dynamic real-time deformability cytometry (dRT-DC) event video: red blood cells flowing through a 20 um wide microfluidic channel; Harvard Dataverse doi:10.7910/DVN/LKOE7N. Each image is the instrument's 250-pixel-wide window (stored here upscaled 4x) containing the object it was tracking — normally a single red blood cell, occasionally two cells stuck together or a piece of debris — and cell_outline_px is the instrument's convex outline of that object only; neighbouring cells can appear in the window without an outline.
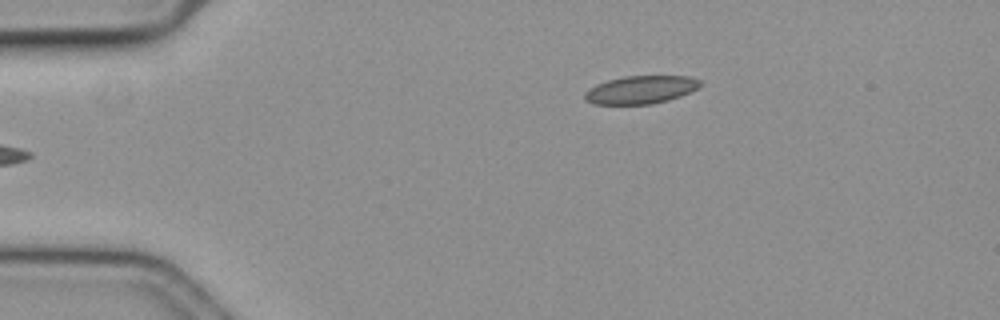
{"species": "common noctule bat (a hibernating species)", "species_latin": "Nyctalus noctula", "temperature_condition": "cold", "stored_images_in_passage": 8, "camera_frame_rate_fps": 3000, "um_per_image_px": 0.085, "animal": {"sex": "female", "body_mass_g": 19.3, "forearm_length_mm": 54.1}, "frame": {"image": 1, "passage_image": 1, "time_ms": 0.0, "image_size_px": [1000, 320], "cell_outline_px": [[704, 84], [680, 96], [668, 100], [652, 104], [592, 104], [584, 100], [584, 92], [588, 88], [596, 84], [608, 80], [624, 76], [692, 76], [700, 80]], "centroid_in_image_um": [54.44, 7.62], "position_along_channel_um": 30.6, "area_um2": 18.96}}